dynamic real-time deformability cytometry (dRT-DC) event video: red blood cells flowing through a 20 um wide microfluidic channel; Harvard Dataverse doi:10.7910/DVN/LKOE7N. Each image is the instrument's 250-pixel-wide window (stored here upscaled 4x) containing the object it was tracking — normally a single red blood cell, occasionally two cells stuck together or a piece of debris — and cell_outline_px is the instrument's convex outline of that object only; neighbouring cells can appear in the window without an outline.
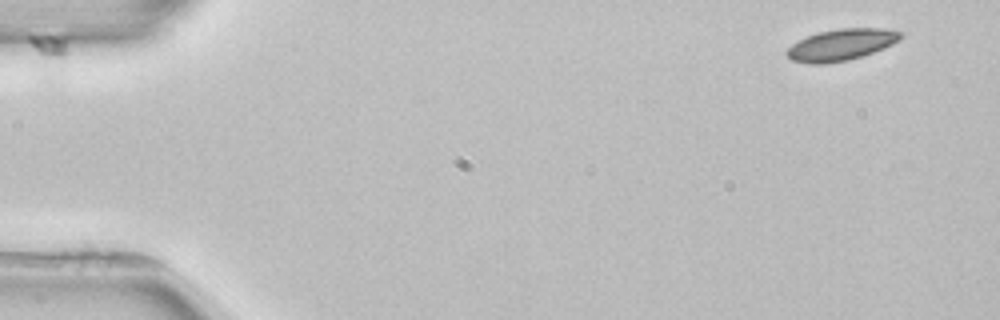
{"species": "common noctule bat (a hibernating species)", "species_latin": "Nyctalus noctula", "temperature_condition": "room temperature", "stored_images_in_passage": 3, "camera_frame_rate_fps": 3000, "um_per_image_px": 0.085, "animal": {"sex": "female", "body_mass_g": 22.7, "forearm_length_mm": 54.2}, "frame": {"image": 1, "passage_image": 1, "time_ms": 0.0, "image_size_px": [1000, 320], "cell_outline_px": [[64, 56], [60, 88], [52, 88], [36, 84], [28, 40], [28, 36], [64, 36]], "centroid_in_image_um": [4.03, 5.06], "position_along_channel_um": 81.0, "area_um2": 11.33}}